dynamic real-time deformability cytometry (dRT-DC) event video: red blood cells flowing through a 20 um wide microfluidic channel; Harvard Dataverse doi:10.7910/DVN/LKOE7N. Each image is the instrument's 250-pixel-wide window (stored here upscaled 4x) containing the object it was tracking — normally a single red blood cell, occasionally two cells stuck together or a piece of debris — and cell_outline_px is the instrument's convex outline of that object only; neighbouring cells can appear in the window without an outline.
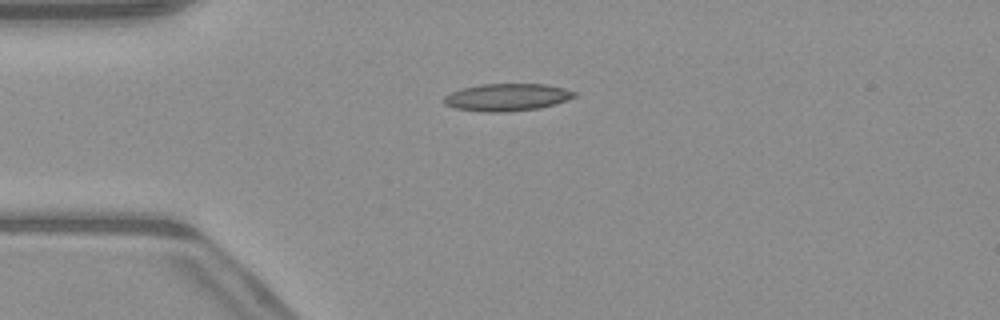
{"species": "common noctule bat (a hibernating species)", "species_latin": "Nyctalus noctula", "temperature_condition": "warm", "stored_images_in_passage": 51, "camera_frame_rate_fps": 3000, "um_per_image_px": 0.085, "animal": {"sex": "male", "body_mass_g": 23.1, "forearm_length_mm": 52.7}, "frame": {"image": 1, "passage_image": 13, "time_ms": 4.0, "image_size_px": [1000, 320], "cell_outline_px": [[576, 96], [556, 104], [540, 108], [504, 112], [484, 112], [456, 108], [444, 104], [444, 96], [460, 88], [480, 84], [548, 84], [564, 88], [576, 92]], "centroid_in_image_um": [43.1, 8.26], "position_along_channel_um": 41.9, "area_um2": 20.87}}
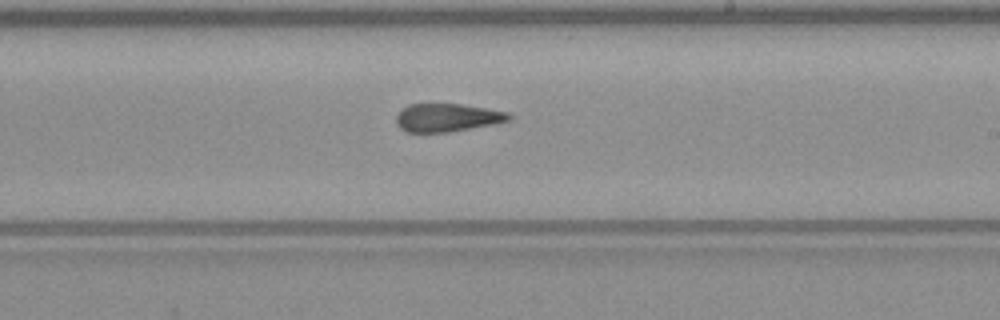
{"frame": {"image": 2, "passage_image": 30, "time_ms": 9.667, "image_size_px": [1000, 320], "cell_outline_px": [[512, 120], [492, 124], [448, 132], [408, 132], [400, 128], [396, 124], [396, 116], [408, 104], [460, 104], [508, 112], [512, 116]], "centroid_in_image_um": [38.01, 10.0], "position_along_channel_um": 251.0, "area_um2": 18.26}}
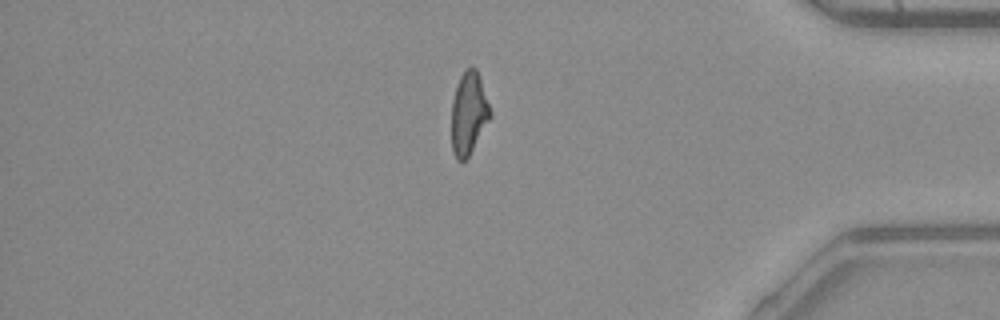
{"frame": {"image": 3, "passage_image": 43, "time_ms": 14.0, "image_size_px": [1000, 320], "cell_outline_px": [[492, 116], [468, 160], [456, 160], [452, 152], [452, 100], [456, 84], [460, 76], [472, 64], [476, 68], [492, 112]], "centroid_in_image_um": [39.85, 9.68], "position_along_channel_um": 395.4, "area_um2": 18.96}, "authors_computed_cell_mechanics": {"area_um2": 19.4786, "velocity_mm_per_s": 4.0906, "shape_relaxation_time_tau1_ms": null, "shape_relaxation_time_tau2_ms": 2.9276, "deformation_change_tau1": null, "deformation_change_tau2": 0.1343}}